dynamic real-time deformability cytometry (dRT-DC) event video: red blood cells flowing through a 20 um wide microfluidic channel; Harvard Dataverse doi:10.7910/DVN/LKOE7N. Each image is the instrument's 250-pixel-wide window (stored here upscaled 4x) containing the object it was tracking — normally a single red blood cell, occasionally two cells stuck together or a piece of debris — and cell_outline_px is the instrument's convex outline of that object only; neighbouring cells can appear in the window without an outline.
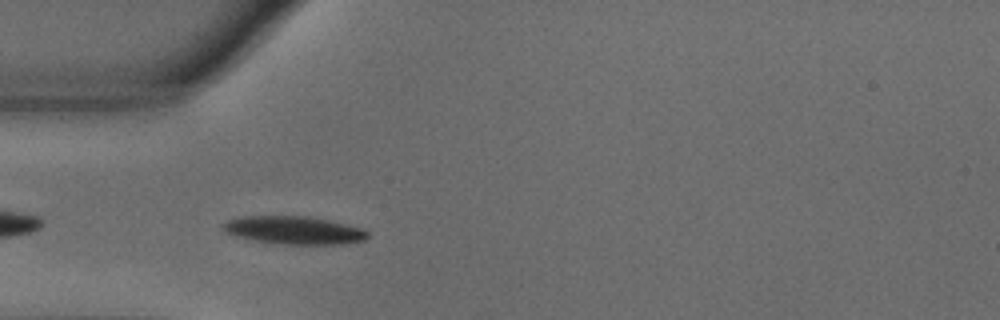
{"species": "common noctule bat (a hibernating species)", "species_latin": "Nyctalus noctula", "temperature_condition": "warm", "stored_images_in_passage": 40, "camera_frame_rate_fps": 3000, "um_per_image_px": 0.085, "animal": {"sex": "male", "body_mass_g": 18.8}, "frame": {"image": 1, "passage_image": 3, "time_ms": 0.667, "image_size_px": [1000, 320], "cell_outline_px": [[368, 236], [364, 240], [340, 244], [284, 244], [252, 240], [228, 232], [224, 228], [224, 224], [228, 220], [244, 216], [304, 216], [328, 220], [360, 228], [368, 232]], "centroid_in_image_um": [25.01, 19.57], "position_along_channel_um": 60.0, "area_um2": 22.95}}
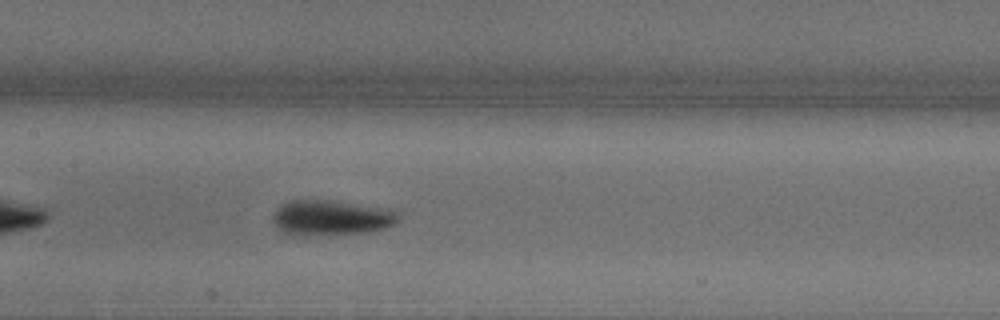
{"frame": {"image": 2, "passage_image": 13, "time_ms": 4.0, "image_size_px": [1000, 320], "cell_outline_px": [[400, 216], [392, 224], [384, 228], [368, 232], [284, 232], [272, 220], [272, 216], [276, 208], [280, 204], [288, 200], [332, 200], [396, 208], [400, 212]], "centroid_in_image_um": [28.25, 18.41], "position_along_channel_um": 179.1, "area_um2": 25.03}}
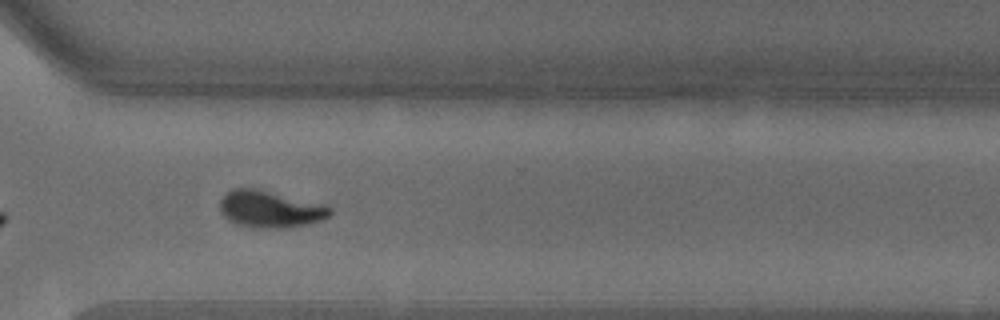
{"frame": {"image": 3, "passage_image": 27, "time_ms": 8.667, "image_size_px": [1000, 320], "cell_outline_px": [[332, 212], [324, 220], [308, 224], [284, 228], [256, 228], [236, 224], [228, 220], [220, 212], [220, 200], [232, 188], [256, 188], [328, 204], [332, 208]], "centroid_in_image_um": [23.0, 17.77], "position_along_channel_um": 347.6, "area_um2": 24.1}, "authors_computed_cell_mechanics": {"area_um2": 23.9003, "velocity_mm_per_s": 3.6131, "shape_relaxation_time_tau1_ms": 2.4891, "shape_relaxation_time_tau2_ms": 9.4236, "deformation_change_tau1": 0.16, "deformation_change_tau2": 0.0945}}